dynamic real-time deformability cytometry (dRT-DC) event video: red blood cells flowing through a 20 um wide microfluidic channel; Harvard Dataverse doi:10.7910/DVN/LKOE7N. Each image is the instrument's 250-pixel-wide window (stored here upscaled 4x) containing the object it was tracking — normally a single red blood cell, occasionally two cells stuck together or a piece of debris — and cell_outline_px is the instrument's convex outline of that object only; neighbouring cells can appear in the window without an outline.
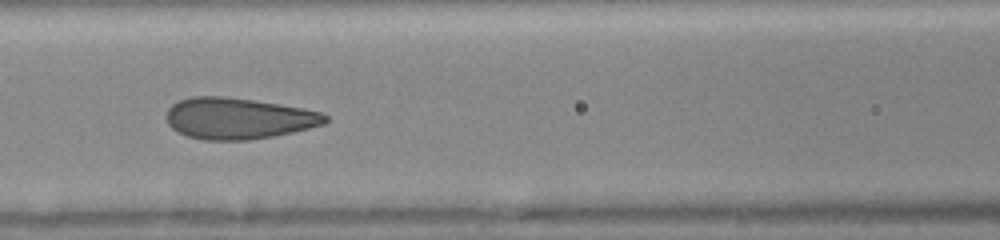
{"species": "human", "species_latin": "Homo sapiens", "temperature_condition": "room temperature", "stored_images_in_passage": 11, "camera_frame_rate_fps": 3000, "um_per_image_px": 0.085, "donor": {"sex": "female"}, "frame": {"image": 1, "passage_image": 10, "time_ms": 6.667, "image_size_px": [1000, 240], "cell_outline_px": [[328, 120], [324, 124], [292, 132], [272, 136], [248, 140], [200, 140], [188, 136], [172, 128], [168, 124], [168, 108], [172, 104], [180, 100], [192, 96], [224, 96], [252, 100], [300, 108], [320, 112], [328, 116]], "centroid_in_image_um": [20.23, 10.07], "position_along_channel_um": 146.4, "area_um2": 37.8}}